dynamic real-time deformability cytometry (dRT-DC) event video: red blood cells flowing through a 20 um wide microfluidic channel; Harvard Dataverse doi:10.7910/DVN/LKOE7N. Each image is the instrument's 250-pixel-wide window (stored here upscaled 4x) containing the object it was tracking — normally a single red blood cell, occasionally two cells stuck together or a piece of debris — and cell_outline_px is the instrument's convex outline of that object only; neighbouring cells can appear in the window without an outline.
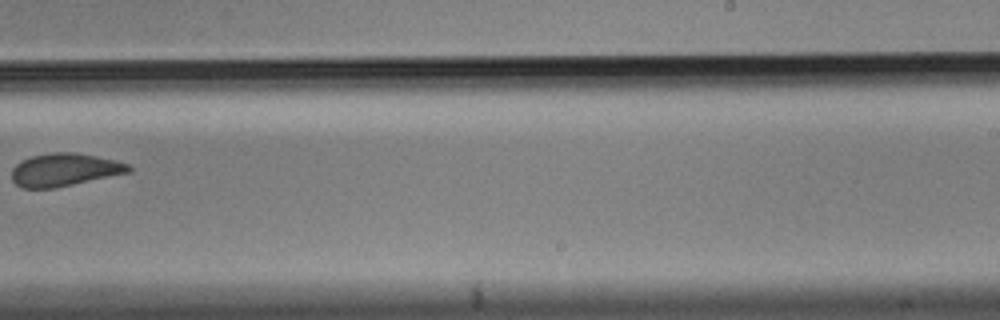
{"species": "Egyptian fruit bat (a non-hibernating species)", "species_latin": "Rousettus aegyptiacus", "temperature_condition": "cold", "stored_images_in_passage": 9, "camera_frame_rate_fps": 3000, "um_per_image_px": 0.085, "animal": {"sex": "male"}, "frame": {"image": 1, "passage_image": 9, "time_ms": 2.667, "image_size_px": [1000, 320], "cell_outline_px": [[132, 172], [56, 188], [24, 188], [16, 184], [12, 180], [12, 168], [20, 160], [32, 156], [52, 152], [76, 152], [116, 160], [128, 164], [132, 168]], "centroid_in_image_um": [5.5, 14.43], "position_along_channel_um": 283.5, "area_um2": 22.6}}